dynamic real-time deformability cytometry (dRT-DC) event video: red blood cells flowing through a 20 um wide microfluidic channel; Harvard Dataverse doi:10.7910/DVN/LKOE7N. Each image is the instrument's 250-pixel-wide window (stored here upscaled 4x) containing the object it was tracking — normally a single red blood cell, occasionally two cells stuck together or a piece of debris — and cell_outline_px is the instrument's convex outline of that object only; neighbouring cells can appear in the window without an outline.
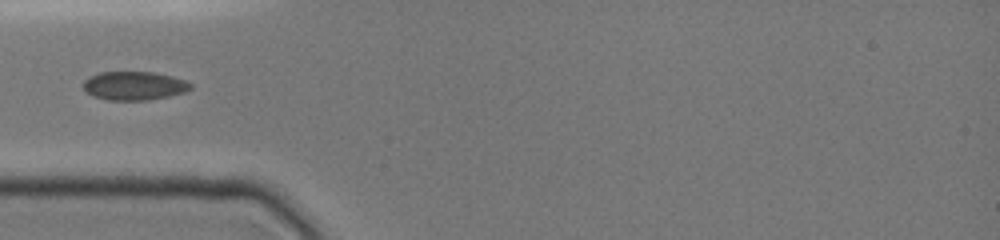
{"species": "common noctule bat (a hibernating species)", "species_latin": "Nyctalus noctula", "temperature_condition": "cold", "stored_images_in_passage": 58, "camera_frame_rate_fps": 3000, "um_per_image_px": 0.085, "animal": {"sex": "female", "body_mass_g": 19.0, "forearm_length_mm": 51.5}, "frame": {"image": 1, "passage_image": 1, "time_ms": 0.0, "image_size_px": [1000, 240], "cell_outline_px": [[192, 88], [184, 92], [168, 96], [148, 100], [108, 100], [92, 96], [84, 88], [84, 80], [100, 72], [156, 72], [172, 76], [184, 80], [192, 84]], "centroid_in_image_um": [11.42, 7.29], "position_along_channel_um": 73.6, "area_um2": 17.8}}
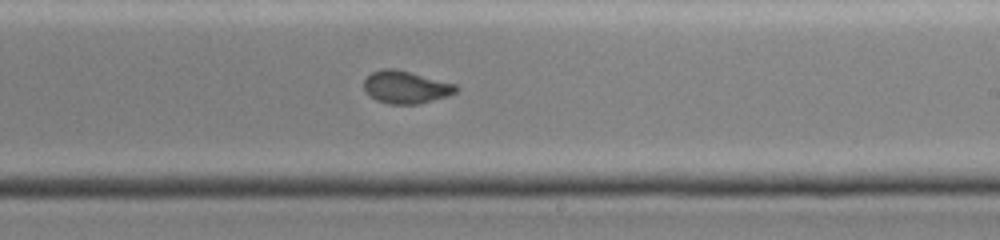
{"frame": {"image": 2, "passage_image": 26, "time_ms": 4.667, "image_size_px": [1000, 240], "cell_outline_px": [[460, 88], [456, 92], [448, 96], [420, 104], [388, 104], [376, 100], [368, 96], [364, 88], [364, 80], [372, 72], [380, 68], [396, 68], [456, 84]], "centroid_in_image_um": [34.49, 7.41], "position_along_channel_um": 254.5, "area_um2": 17.74}}
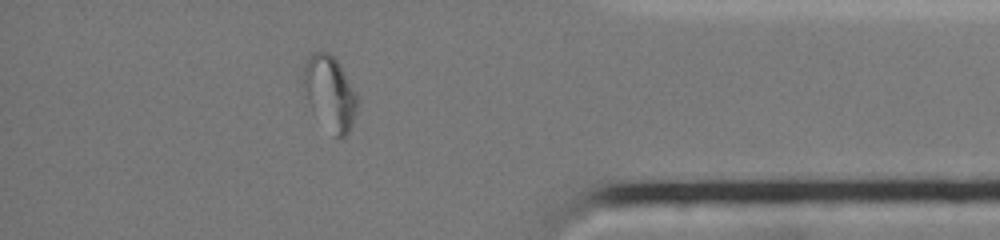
{"frame": {"image": 3, "passage_image": 49, "time_ms": 9.0, "image_size_px": [1000, 240], "cell_outline_px": [[360, 104], [352, 124], [348, 132], [340, 140], [336, 136], [308, 96], [304, 84], [304, 68], [312, 52], [328, 52], [336, 60], [356, 92], [360, 100]], "centroid_in_image_um": [28.14, 7.85], "position_along_channel_um": 407.1, "area_um2": 21.73}}